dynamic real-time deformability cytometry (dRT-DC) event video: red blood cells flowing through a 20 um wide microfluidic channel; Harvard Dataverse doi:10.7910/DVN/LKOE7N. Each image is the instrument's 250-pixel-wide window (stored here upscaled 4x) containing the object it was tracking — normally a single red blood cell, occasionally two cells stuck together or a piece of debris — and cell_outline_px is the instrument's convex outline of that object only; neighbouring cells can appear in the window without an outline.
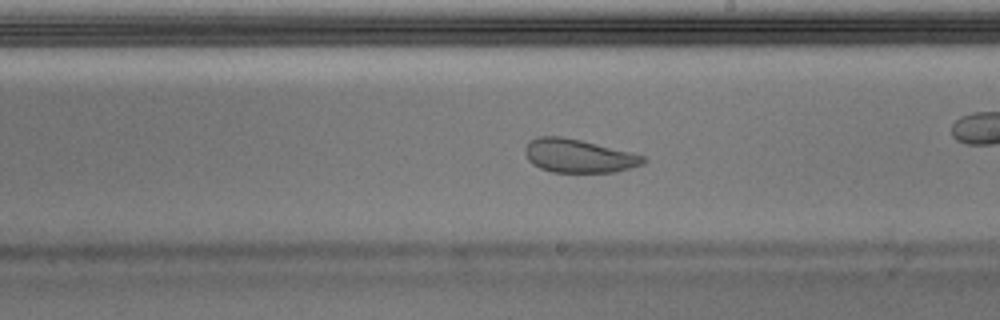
{"species": "Egyptian fruit bat (a non-hibernating species)", "species_latin": "Rousettus aegyptiacus", "temperature_condition": "warm", "stored_images_in_passage": 52, "camera_frame_rate_fps": 3000, "um_per_image_px": 0.085, "animal": {"sex": "male"}, "frame": {"image": 1, "passage_image": 30, "time_ms": 9.667, "image_size_px": [1000, 320], "cell_outline_px": [[648, 160], [644, 164], [616, 172], [552, 172], [540, 168], [532, 164], [528, 160], [524, 152], [524, 148], [536, 136], [560, 136], [580, 140], [632, 152], [644, 156]], "centroid_in_image_um": [49.19, 13.25], "position_along_channel_um": 239.8, "area_um2": 23.12}, "authors_computed_cell_mechanics": {"area_um2": 27.2238, "velocity_mm_per_s": 3.9493, "shape_relaxation_time_tau1_ms": null, "shape_relaxation_time_tau2_ms": 0.7931, "deformation_change_tau1": null, "deformation_change_tau2": 0.0673}}